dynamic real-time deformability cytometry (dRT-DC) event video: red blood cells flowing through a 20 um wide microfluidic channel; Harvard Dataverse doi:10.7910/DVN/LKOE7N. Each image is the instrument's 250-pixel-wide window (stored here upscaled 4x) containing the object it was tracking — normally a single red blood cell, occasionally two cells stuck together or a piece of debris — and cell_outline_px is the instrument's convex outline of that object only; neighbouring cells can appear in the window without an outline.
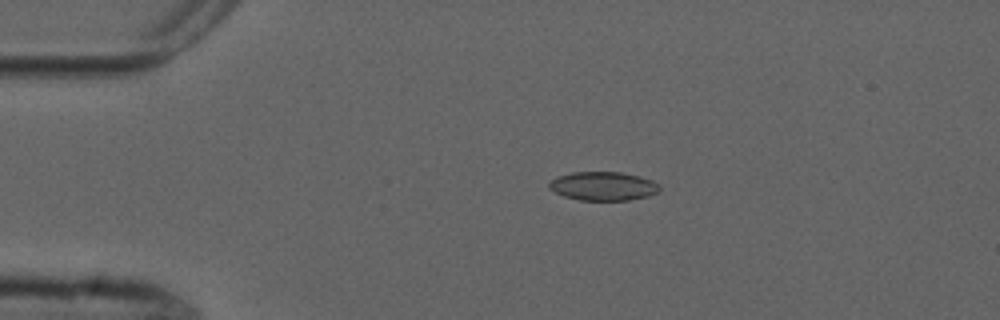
{"species": "common noctule bat (a hibernating species)", "species_latin": "Nyctalus noctula", "temperature_condition": "cold", "stored_images_in_passage": 4, "camera_frame_rate_fps": 3000, "um_per_image_px": 0.085, "animal": {"sex": "male", "forearm_length_mm": 52.5}, "frame": {"image": 1, "passage_image": 2, "time_ms": 2.667, "image_size_px": [1000, 320], "cell_outline_px": [[660, 188], [656, 192], [648, 196], [628, 200], [580, 200], [564, 196], [548, 188], [548, 184], [556, 176], [572, 172], [620, 172], [640, 176], [652, 180], [660, 184]], "centroid_in_image_um": [51.27, 15.81], "position_along_channel_um": 33.7, "area_um2": 18.5}}
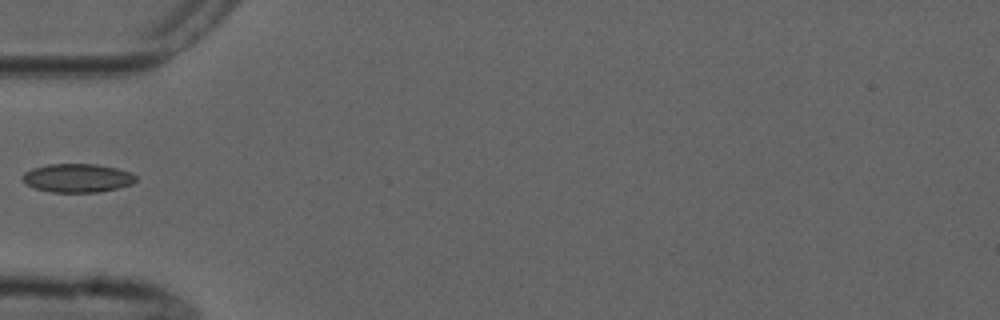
{"frame": {"image": 2, "passage_image": 4, "time_ms": 5.0, "image_size_px": [1000, 320], "cell_outline_px": [[136, 180], [132, 184], [116, 188], [96, 192], [52, 192], [36, 188], [28, 184], [24, 180], [24, 172], [32, 168], [48, 164], [96, 164], [116, 168], [132, 172], [136, 176]], "centroid_in_image_um": [6.61, 15.12], "position_along_channel_um": 78.4, "area_um2": 18.67}}